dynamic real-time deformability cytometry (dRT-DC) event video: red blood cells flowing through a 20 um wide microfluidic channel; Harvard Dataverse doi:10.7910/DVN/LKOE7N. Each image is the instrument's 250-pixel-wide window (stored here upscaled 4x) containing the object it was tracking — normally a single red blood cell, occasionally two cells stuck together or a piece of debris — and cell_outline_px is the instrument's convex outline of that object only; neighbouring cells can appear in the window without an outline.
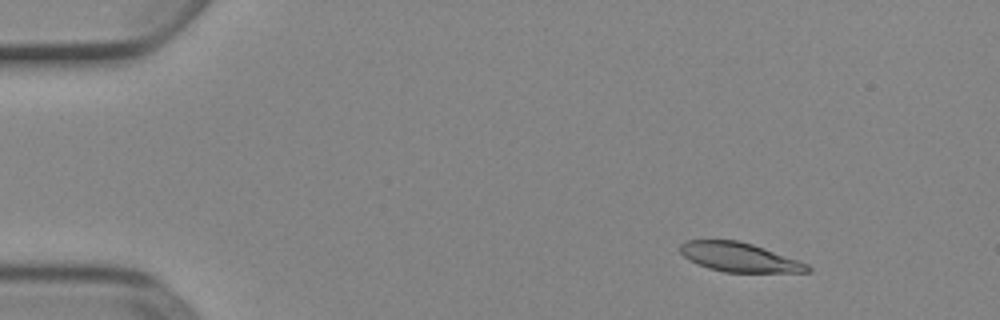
{"species": "Egyptian fruit bat (a non-hibernating species)", "species_latin": "Rousettus aegyptiacus", "temperature_condition": "cold", "stored_images_in_passage": 4, "camera_frame_rate_fps": 3000, "um_per_image_px": 0.085, "animal": {"sex": "female"}, "frame": {"image": 1, "passage_image": 2, "time_ms": 0.333, "image_size_px": [1000, 320], "cell_outline_px": [[812, 272], [724, 272], [708, 268], [688, 260], [680, 252], [680, 244], [684, 240], [736, 240], [752, 244], [764, 248], [808, 264], [812, 268]], "centroid_in_image_um": [62.82, 21.86], "position_along_channel_um": 22.2, "area_um2": 21.56}}